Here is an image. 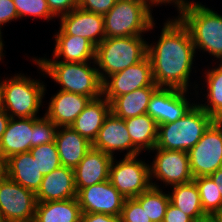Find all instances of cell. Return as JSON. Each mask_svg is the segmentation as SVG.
Returning a JSON list of instances; mask_svg holds the SVG:
<instances>
[{
  "label": "cell",
  "mask_w": 222,
  "mask_h": 222,
  "mask_svg": "<svg viewBox=\"0 0 222 222\" xmlns=\"http://www.w3.org/2000/svg\"><path fill=\"white\" fill-rule=\"evenodd\" d=\"M195 47L188 28L177 17L166 21L156 45H147L154 83L159 88L188 90Z\"/></svg>",
  "instance_id": "6da1fadb"
},
{
  "label": "cell",
  "mask_w": 222,
  "mask_h": 222,
  "mask_svg": "<svg viewBox=\"0 0 222 222\" xmlns=\"http://www.w3.org/2000/svg\"><path fill=\"white\" fill-rule=\"evenodd\" d=\"M38 67L62 87L60 90L84 95L91 99L102 97V80L98 68L88 62H64L39 58L33 60Z\"/></svg>",
  "instance_id": "7a4b0ae2"
},
{
  "label": "cell",
  "mask_w": 222,
  "mask_h": 222,
  "mask_svg": "<svg viewBox=\"0 0 222 222\" xmlns=\"http://www.w3.org/2000/svg\"><path fill=\"white\" fill-rule=\"evenodd\" d=\"M214 121L199 104H194L182 118L158 125L155 147L188 152Z\"/></svg>",
  "instance_id": "3957f363"
},
{
  "label": "cell",
  "mask_w": 222,
  "mask_h": 222,
  "mask_svg": "<svg viewBox=\"0 0 222 222\" xmlns=\"http://www.w3.org/2000/svg\"><path fill=\"white\" fill-rule=\"evenodd\" d=\"M179 14L178 18L190 32L195 51H208L222 62V15L198 2H191Z\"/></svg>",
  "instance_id": "277c9868"
},
{
  "label": "cell",
  "mask_w": 222,
  "mask_h": 222,
  "mask_svg": "<svg viewBox=\"0 0 222 222\" xmlns=\"http://www.w3.org/2000/svg\"><path fill=\"white\" fill-rule=\"evenodd\" d=\"M141 36L105 38L96 46L95 62L102 82L147 56V42ZM102 70V71H101Z\"/></svg>",
  "instance_id": "5b68a950"
},
{
  "label": "cell",
  "mask_w": 222,
  "mask_h": 222,
  "mask_svg": "<svg viewBox=\"0 0 222 222\" xmlns=\"http://www.w3.org/2000/svg\"><path fill=\"white\" fill-rule=\"evenodd\" d=\"M1 108L11 118L36 117L45 93V85L25 75L0 81Z\"/></svg>",
  "instance_id": "8992f818"
},
{
  "label": "cell",
  "mask_w": 222,
  "mask_h": 222,
  "mask_svg": "<svg viewBox=\"0 0 222 222\" xmlns=\"http://www.w3.org/2000/svg\"><path fill=\"white\" fill-rule=\"evenodd\" d=\"M151 4L144 0H117L104 15L105 38L142 36L154 27Z\"/></svg>",
  "instance_id": "52a82bcc"
},
{
  "label": "cell",
  "mask_w": 222,
  "mask_h": 222,
  "mask_svg": "<svg viewBox=\"0 0 222 222\" xmlns=\"http://www.w3.org/2000/svg\"><path fill=\"white\" fill-rule=\"evenodd\" d=\"M136 156H125L110 165L109 180L125 199L135 198L147 191L152 185L150 166Z\"/></svg>",
  "instance_id": "ba28073f"
},
{
  "label": "cell",
  "mask_w": 222,
  "mask_h": 222,
  "mask_svg": "<svg viewBox=\"0 0 222 222\" xmlns=\"http://www.w3.org/2000/svg\"><path fill=\"white\" fill-rule=\"evenodd\" d=\"M36 203L33 191L6 175L0 179V215L4 222H33Z\"/></svg>",
  "instance_id": "9c48e42d"
},
{
  "label": "cell",
  "mask_w": 222,
  "mask_h": 222,
  "mask_svg": "<svg viewBox=\"0 0 222 222\" xmlns=\"http://www.w3.org/2000/svg\"><path fill=\"white\" fill-rule=\"evenodd\" d=\"M193 177L210 176L222 167V127L214 121L188 151Z\"/></svg>",
  "instance_id": "30bf717a"
},
{
  "label": "cell",
  "mask_w": 222,
  "mask_h": 222,
  "mask_svg": "<svg viewBox=\"0 0 222 222\" xmlns=\"http://www.w3.org/2000/svg\"><path fill=\"white\" fill-rule=\"evenodd\" d=\"M144 87H158L153 81L148 56L120 72L107 76L102 84V95L111 103L117 96Z\"/></svg>",
  "instance_id": "8fae6325"
},
{
  "label": "cell",
  "mask_w": 222,
  "mask_h": 222,
  "mask_svg": "<svg viewBox=\"0 0 222 222\" xmlns=\"http://www.w3.org/2000/svg\"><path fill=\"white\" fill-rule=\"evenodd\" d=\"M157 155L150 165V179L156 177L166 185L186 184L193 181L188 152L155 147Z\"/></svg>",
  "instance_id": "7c38bea8"
},
{
  "label": "cell",
  "mask_w": 222,
  "mask_h": 222,
  "mask_svg": "<svg viewBox=\"0 0 222 222\" xmlns=\"http://www.w3.org/2000/svg\"><path fill=\"white\" fill-rule=\"evenodd\" d=\"M76 198L82 213H102L119 217L125 202V198L109 179L80 189Z\"/></svg>",
  "instance_id": "4fadbf2b"
},
{
  "label": "cell",
  "mask_w": 222,
  "mask_h": 222,
  "mask_svg": "<svg viewBox=\"0 0 222 222\" xmlns=\"http://www.w3.org/2000/svg\"><path fill=\"white\" fill-rule=\"evenodd\" d=\"M186 92L175 88H158L149 100L146 113L157 125L175 122L194 105L187 101Z\"/></svg>",
  "instance_id": "5bb4252c"
},
{
  "label": "cell",
  "mask_w": 222,
  "mask_h": 222,
  "mask_svg": "<svg viewBox=\"0 0 222 222\" xmlns=\"http://www.w3.org/2000/svg\"><path fill=\"white\" fill-rule=\"evenodd\" d=\"M61 26L56 35L84 37L95 47L105 39L104 16L76 8L60 16Z\"/></svg>",
  "instance_id": "9a60e30c"
},
{
  "label": "cell",
  "mask_w": 222,
  "mask_h": 222,
  "mask_svg": "<svg viewBox=\"0 0 222 222\" xmlns=\"http://www.w3.org/2000/svg\"><path fill=\"white\" fill-rule=\"evenodd\" d=\"M92 147L110 154L114 151L127 150L125 156H139L140 151L133 145L125 120L115 116L112 112L106 117Z\"/></svg>",
  "instance_id": "2e32d148"
},
{
  "label": "cell",
  "mask_w": 222,
  "mask_h": 222,
  "mask_svg": "<svg viewBox=\"0 0 222 222\" xmlns=\"http://www.w3.org/2000/svg\"><path fill=\"white\" fill-rule=\"evenodd\" d=\"M113 157L101 150L91 148L73 169L77 192L109 179Z\"/></svg>",
  "instance_id": "e0dca14e"
},
{
  "label": "cell",
  "mask_w": 222,
  "mask_h": 222,
  "mask_svg": "<svg viewBox=\"0 0 222 222\" xmlns=\"http://www.w3.org/2000/svg\"><path fill=\"white\" fill-rule=\"evenodd\" d=\"M39 117L11 118L0 140V156L6 161L9 157L29 152L33 147V123Z\"/></svg>",
  "instance_id": "ac0fdd59"
},
{
  "label": "cell",
  "mask_w": 222,
  "mask_h": 222,
  "mask_svg": "<svg viewBox=\"0 0 222 222\" xmlns=\"http://www.w3.org/2000/svg\"><path fill=\"white\" fill-rule=\"evenodd\" d=\"M35 196L37 202L76 198L77 189L73 168L61 166L51 173L44 175Z\"/></svg>",
  "instance_id": "d6986e66"
},
{
  "label": "cell",
  "mask_w": 222,
  "mask_h": 222,
  "mask_svg": "<svg viewBox=\"0 0 222 222\" xmlns=\"http://www.w3.org/2000/svg\"><path fill=\"white\" fill-rule=\"evenodd\" d=\"M49 102L45 115L57 127L71 126L91 100L90 97L59 90Z\"/></svg>",
  "instance_id": "ffe728a7"
},
{
  "label": "cell",
  "mask_w": 222,
  "mask_h": 222,
  "mask_svg": "<svg viewBox=\"0 0 222 222\" xmlns=\"http://www.w3.org/2000/svg\"><path fill=\"white\" fill-rule=\"evenodd\" d=\"M5 175L34 193L38 191L43 180V175L30 152L9 157L5 161Z\"/></svg>",
  "instance_id": "44dd1931"
},
{
  "label": "cell",
  "mask_w": 222,
  "mask_h": 222,
  "mask_svg": "<svg viewBox=\"0 0 222 222\" xmlns=\"http://www.w3.org/2000/svg\"><path fill=\"white\" fill-rule=\"evenodd\" d=\"M58 129L55 143L61 165L74 169L92 148V143L87 138L79 135L70 126L58 127Z\"/></svg>",
  "instance_id": "7402d4cb"
},
{
  "label": "cell",
  "mask_w": 222,
  "mask_h": 222,
  "mask_svg": "<svg viewBox=\"0 0 222 222\" xmlns=\"http://www.w3.org/2000/svg\"><path fill=\"white\" fill-rule=\"evenodd\" d=\"M110 112V102L103 95L91 99L70 127L93 143Z\"/></svg>",
  "instance_id": "603a6c76"
},
{
  "label": "cell",
  "mask_w": 222,
  "mask_h": 222,
  "mask_svg": "<svg viewBox=\"0 0 222 222\" xmlns=\"http://www.w3.org/2000/svg\"><path fill=\"white\" fill-rule=\"evenodd\" d=\"M53 58L64 57V62H95L96 47L84 37L73 35H55Z\"/></svg>",
  "instance_id": "cb8c5ba5"
},
{
  "label": "cell",
  "mask_w": 222,
  "mask_h": 222,
  "mask_svg": "<svg viewBox=\"0 0 222 222\" xmlns=\"http://www.w3.org/2000/svg\"><path fill=\"white\" fill-rule=\"evenodd\" d=\"M81 214L77 198L37 202L33 222H80Z\"/></svg>",
  "instance_id": "d4e9b609"
},
{
  "label": "cell",
  "mask_w": 222,
  "mask_h": 222,
  "mask_svg": "<svg viewBox=\"0 0 222 222\" xmlns=\"http://www.w3.org/2000/svg\"><path fill=\"white\" fill-rule=\"evenodd\" d=\"M159 87L138 88L131 93L117 96L111 103V112L121 118L127 119L146 114L149 100Z\"/></svg>",
  "instance_id": "484cf974"
},
{
  "label": "cell",
  "mask_w": 222,
  "mask_h": 222,
  "mask_svg": "<svg viewBox=\"0 0 222 222\" xmlns=\"http://www.w3.org/2000/svg\"><path fill=\"white\" fill-rule=\"evenodd\" d=\"M131 141L141 152L153 150L157 141L158 125L147 113L125 119Z\"/></svg>",
  "instance_id": "4316f807"
},
{
  "label": "cell",
  "mask_w": 222,
  "mask_h": 222,
  "mask_svg": "<svg viewBox=\"0 0 222 222\" xmlns=\"http://www.w3.org/2000/svg\"><path fill=\"white\" fill-rule=\"evenodd\" d=\"M172 187L173 191L169 194V197L173 206L187 214L194 221L207 215L202 208L199 190L194 181Z\"/></svg>",
  "instance_id": "83f0119b"
},
{
  "label": "cell",
  "mask_w": 222,
  "mask_h": 222,
  "mask_svg": "<svg viewBox=\"0 0 222 222\" xmlns=\"http://www.w3.org/2000/svg\"><path fill=\"white\" fill-rule=\"evenodd\" d=\"M151 185L147 191L142 192L134 199L145 210V213L152 222H163L170 203V197L169 194H164L157 184L152 182Z\"/></svg>",
  "instance_id": "f1b7e54d"
},
{
  "label": "cell",
  "mask_w": 222,
  "mask_h": 222,
  "mask_svg": "<svg viewBox=\"0 0 222 222\" xmlns=\"http://www.w3.org/2000/svg\"><path fill=\"white\" fill-rule=\"evenodd\" d=\"M217 68L207 71V105L199 104L210 116L216 119L222 114V62Z\"/></svg>",
  "instance_id": "f546056e"
},
{
  "label": "cell",
  "mask_w": 222,
  "mask_h": 222,
  "mask_svg": "<svg viewBox=\"0 0 222 222\" xmlns=\"http://www.w3.org/2000/svg\"><path fill=\"white\" fill-rule=\"evenodd\" d=\"M193 181L198 187L204 212L208 215H214L222 206V196L218 185L214 183L210 176L195 177Z\"/></svg>",
  "instance_id": "4dcf8cb0"
},
{
  "label": "cell",
  "mask_w": 222,
  "mask_h": 222,
  "mask_svg": "<svg viewBox=\"0 0 222 222\" xmlns=\"http://www.w3.org/2000/svg\"><path fill=\"white\" fill-rule=\"evenodd\" d=\"M29 152L43 176L62 166L55 142L32 147Z\"/></svg>",
  "instance_id": "1f68e13d"
},
{
  "label": "cell",
  "mask_w": 222,
  "mask_h": 222,
  "mask_svg": "<svg viewBox=\"0 0 222 222\" xmlns=\"http://www.w3.org/2000/svg\"><path fill=\"white\" fill-rule=\"evenodd\" d=\"M13 3L19 18L30 15L35 18L51 20L55 17L51 13L46 0H13Z\"/></svg>",
  "instance_id": "d6a6232c"
},
{
  "label": "cell",
  "mask_w": 222,
  "mask_h": 222,
  "mask_svg": "<svg viewBox=\"0 0 222 222\" xmlns=\"http://www.w3.org/2000/svg\"><path fill=\"white\" fill-rule=\"evenodd\" d=\"M58 127L46 116L33 123V147L55 142Z\"/></svg>",
  "instance_id": "836d02e7"
},
{
  "label": "cell",
  "mask_w": 222,
  "mask_h": 222,
  "mask_svg": "<svg viewBox=\"0 0 222 222\" xmlns=\"http://www.w3.org/2000/svg\"><path fill=\"white\" fill-rule=\"evenodd\" d=\"M120 219L121 222H152L134 198L125 199Z\"/></svg>",
  "instance_id": "e575fe53"
},
{
  "label": "cell",
  "mask_w": 222,
  "mask_h": 222,
  "mask_svg": "<svg viewBox=\"0 0 222 222\" xmlns=\"http://www.w3.org/2000/svg\"><path fill=\"white\" fill-rule=\"evenodd\" d=\"M116 1L117 0H78V7L104 16L115 5Z\"/></svg>",
  "instance_id": "d590c367"
},
{
  "label": "cell",
  "mask_w": 222,
  "mask_h": 222,
  "mask_svg": "<svg viewBox=\"0 0 222 222\" xmlns=\"http://www.w3.org/2000/svg\"><path fill=\"white\" fill-rule=\"evenodd\" d=\"M51 13L56 16L68 14L78 8V0H46Z\"/></svg>",
  "instance_id": "8d00e7d4"
},
{
  "label": "cell",
  "mask_w": 222,
  "mask_h": 222,
  "mask_svg": "<svg viewBox=\"0 0 222 222\" xmlns=\"http://www.w3.org/2000/svg\"><path fill=\"white\" fill-rule=\"evenodd\" d=\"M17 18L19 17L13 0H0V32L1 25Z\"/></svg>",
  "instance_id": "74e56055"
},
{
  "label": "cell",
  "mask_w": 222,
  "mask_h": 222,
  "mask_svg": "<svg viewBox=\"0 0 222 222\" xmlns=\"http://www.w3.org/2000/svg\"><path fill=\"white\" fill-rule=\"evenodd\" d=\"M163 222H194V220L169 203Z\"/></svg>",
  "instance_id": "f35d334b"
},
{
  "label": "cell",
  "mask_w": 222,
  "mask_h": 222,
  "mask_svg": "<svg viewBox=\"0 0 222 222\" xmlns=\"http://www.w3.org/2000/svg\"><path fill=\"white\" fill-rule=\"evenodd\" d=\"M80 222H121L119 216L102 213H82Z\"/></svg>",
  "instance_id": "ab89813d"
},
{
  "label": "cell",
  "mask_w": 222,
  "mask_h": 222,
  "mask_svg": "<svg viewBox=\"0 0 222 222\" xmlns=\"http://www.w3.org/2000/svg\"><path fill=\"white\" fill-rule=\"evenodd\" d=\"M173 3L176 5L175 7H177V10H181L184 7H186L187 5H189L191 2H189L188 0H151V6L154 4H166V3Z\"/></svg>",
  "instance_id": "60d3db41"
},
{
  "label": "cell",
  "mask_w": 222,
  "mask_h": 222,
  "mask_svg": "<svg viewBox=\"0 0 222 222\" xmlns=\"http://www.w3.org/2000/svg\"><path fill=\"white\" fill-rule=\"evenodd\" d=\"M9 120L10 116L2 108H0V140L3 133L6 131Z\"/></svg>",
  "instance_id": "b9f144b4"
},
{
  "label": "cell",
  "mask_w": 222,
  "mask_h": 222,
  "mask_svg": "<svg viewBox=\"0 0 222 222\" xmlns=\"http://www.w3.org/2000/svg\"><path fill=\"white\" fill-rule=\"evenodd\" d=\"M210 177L212 178L214 183L218 185V188L220 189V194L222 196V167L213 172Z\"/></svg>",
  "instance_id": "7bdbcfd3"
},
{
  "label": "cell",
  "mask_w": 222,
  "mask_h": 222,
  "mask_svg": "<svg viewBox=\"0 0 222 222\" xmlns=\"http://www.w3.org/2000/svg\"><path fill=\"white\" fill-rule=\"evenodd\" d=\"M194 222H218L214 215H205L201 218H198Z\"/></svg>",
  "instance_id": "ee69618b"
},
{
  "label": "cell",
  "mask_w": 222,
  "mask_h": 222,
  "mask_svg": "<svg viewBox=\"0 0 222 222\" xmlns=\"http://www.w3.org/2000/svg\"><path fill=\"white\" fill-rule=\"evenodd\" d=\"M5 175V161L0 156V179Z\"/></svg>",
  "instance_id": "f6af8a7d"
},
{
  "label": "cell",
  "mask_w": 222,
  "mask_h": 222,
  "mask_svg": "<svg viewBox=\"0 0 222 222\" xmlns=\"http://www.w3.org/2000/svg\"><path fill=\"white\" fill-rule=\"evenodd\" d=\"M218 222H222V206L214 213Z\"/></svg>",
  "instance_id": "bcb514c9"
},
{
  "label": "cell",
  "mask_w": 222,
  "mask_h": 222,
  "mask_svg": "<svg viewBox=\"0 0 222 222\" xmlns=\"http://www.w3.org/2000/svg\"><path fill=\"white\" fill-rule=\"evenodd\" d=\"M1 34H2V32H0V60L2 59V57L4 56L2 53H3V41L1 40L2 38V36H1Z\"/></svg>",
  "instance_id": "7dc6e473"
},
{
  "label": "cell",
  "mask_w": 222,
  "mask_h": 222,
  "mask_svg": "<svg viewBox=\"0 0 222 222\" xmlns=\"http://www.w3.org/2000/svg\"><path fill=\"white\" fill-rule=\"evenodd\" d=\"M215 121L222 127V114L219 115V116L215 119Z\"/></svg>",
  "instance_id": "c3c4849f"
},
{
  "label": "cell",
  "mask_w": 222,
  "mask_h": 222,
  "mask_svg": "<svg viewBox=\"0 0 222 222\" xmlns=\"http://www.w3.org/2000/svg\"><path fill=\"white\" fill-rule=\"evenodd\" d=\"M145 2H147L148 4H150L151 3V0H144Z\"/></svg>",
  "instance_id": "681fc988"
},
{
  "label": "cell",
  "mask_w": 222,
  "mask_h": 222,
  "mask_svg": "<svg viewBox=\"0 0 222 222\" xmlns=\"http://www.w3.org/2000/svg\"><path fill=\"white\" fill-rule=\"evenodd\" d=\"M0 222H4V220L2 219L1 215H0Z\"/></svg>",
  "instance_id": "f907efd6"
}]
</instances>
